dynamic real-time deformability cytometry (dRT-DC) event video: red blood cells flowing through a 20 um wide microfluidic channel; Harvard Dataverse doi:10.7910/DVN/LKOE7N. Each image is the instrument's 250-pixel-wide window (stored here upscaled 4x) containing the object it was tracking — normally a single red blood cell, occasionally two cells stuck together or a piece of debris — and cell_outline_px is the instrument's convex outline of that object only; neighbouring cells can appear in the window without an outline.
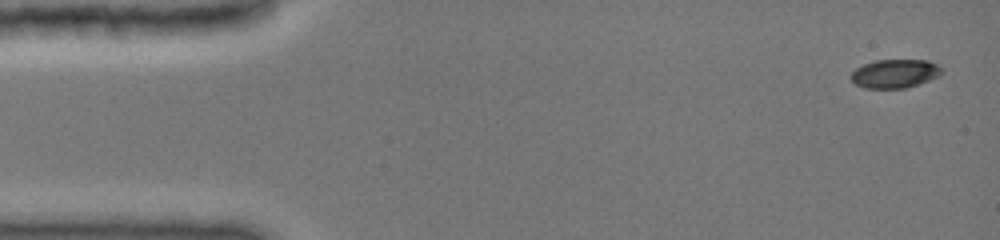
{"species": "common noctule bat (a hibernating species)", "species_latin": "Nyctalus noctula", "temperature_condition": "cold", "stored_images_in_passage": 8, "camera_frame_rate_fps": 3000, "um_per_image_px": 0.085, "animal": {"sex": "female", "body_mass_g": 19.0, "forearm_length_mm": 51.5}, "frame": {"image": 1, "passage_image": 1, "time_ms": 0.0, "image_size_px": [1000, 240], "cell_outline_px": [[940, 76], [904, 88], [864, 88], [856, 84], [852, 80], [852, 72], [856, 68], [864, 64], [876, 60], [928, 60], [936, 64], [940, 68]], "centroid_in_image_um": [76.04, 6.25], "position_along_channel_um": 9.0, "area_um2": 14.85}}
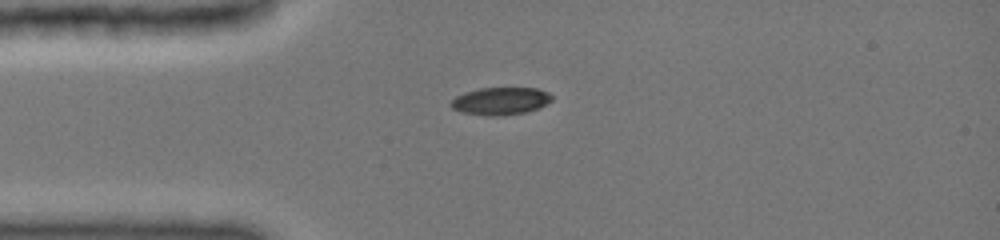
{"frame": {"image": 2, "passage_image": 7, "time_ms": 3.333, "image_size_px": [1000, 240], "cell_outline_px": [[552, 100], [536, 108], [524, 112], [496, 116], [492, 116], [464, 112], [452, 108], [452, 100], [456, 96], [464, 92], [480, 88], [536, 88], [548, 92], [552, 96]], "centroid_in_image_um": [42.54, 8.57], "position_along_channel_um": 42.5, "area_um2": 15.78}}